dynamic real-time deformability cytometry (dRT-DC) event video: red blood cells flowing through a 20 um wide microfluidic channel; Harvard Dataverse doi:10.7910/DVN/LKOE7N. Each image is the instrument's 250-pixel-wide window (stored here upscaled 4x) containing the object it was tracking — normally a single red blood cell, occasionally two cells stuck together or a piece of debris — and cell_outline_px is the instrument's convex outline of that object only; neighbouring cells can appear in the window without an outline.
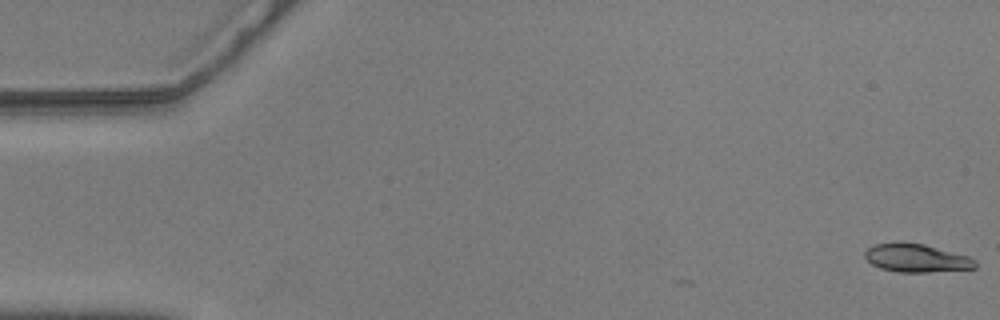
{"species": "common noctule bat (a hibernating species)", "species_latin": "Nyctalus noctula", "temperature_condition": "warm", "stored_images_in_passage": 7, "camera_frame_rate_fps": 3000, "um_per_image_px": 0.085, "animal": {"sex": "male", "body_mass_g": 20.5, "forearm_length_mm": 52.5}, "frame": {"image": 1, "passage_image": 1, "time_ms": 0.0, "image_size_px": [1000, 320], "cell_outline_px": [[976, 268], [928, 272], [896, 272], [880, 268], [872, 264], [864, 256], [864, 252], [868, 248], [876, 244], [896, 240], [900, 240], [924, 244], [968, 256], [976, 260]], "centroid_in_image_um": [77.86, 21.91], "position_along_channel_um": 7.1, "area_um2": 18.44}}